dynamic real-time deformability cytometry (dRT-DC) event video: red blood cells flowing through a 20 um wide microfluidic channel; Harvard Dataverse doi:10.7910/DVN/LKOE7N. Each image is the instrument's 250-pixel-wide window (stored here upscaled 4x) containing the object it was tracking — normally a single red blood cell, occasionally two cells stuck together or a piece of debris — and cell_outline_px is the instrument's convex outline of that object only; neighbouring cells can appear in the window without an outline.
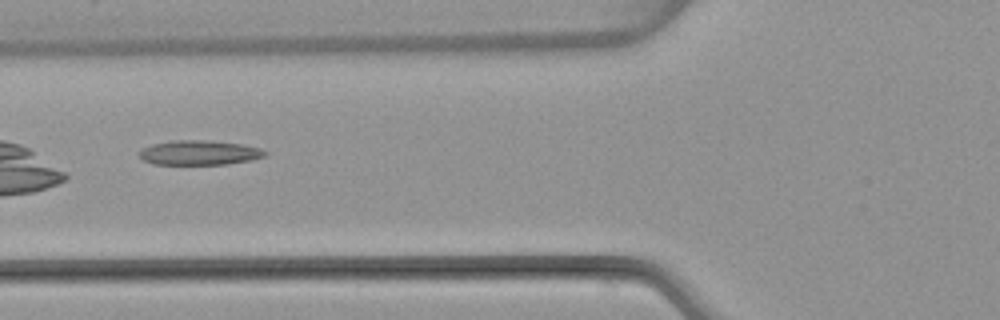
{"species": "common noctule bat (a hibernating species)", "species_latin": "Nyctalus noctula", "temperature_condition": "warm", "stored_images_in_passage": 6, "camera_frame_rate_fps": 3000, "um_per_image_px": 0.085, "animal": {"sex": "female", "body_mass_g": 22.7, "forearm_length_mm": 54.2}, "frame": {"image": 1, "passage_image": 6, "time_ms": 6.0, "image_size_px": [1000, 320], "cell_outline_px": [[268, 152], [264, 156], [252, 160], [228, 164], [152, 164], [144, 160], [136, 152], [152, 144], [172, 140], [204, 140], [244, 144], [260, 148]], "centroid_in_image_um": [16.95, 12.97], "position_along_channel_um": 108.9, "area_um2": 18.09}}